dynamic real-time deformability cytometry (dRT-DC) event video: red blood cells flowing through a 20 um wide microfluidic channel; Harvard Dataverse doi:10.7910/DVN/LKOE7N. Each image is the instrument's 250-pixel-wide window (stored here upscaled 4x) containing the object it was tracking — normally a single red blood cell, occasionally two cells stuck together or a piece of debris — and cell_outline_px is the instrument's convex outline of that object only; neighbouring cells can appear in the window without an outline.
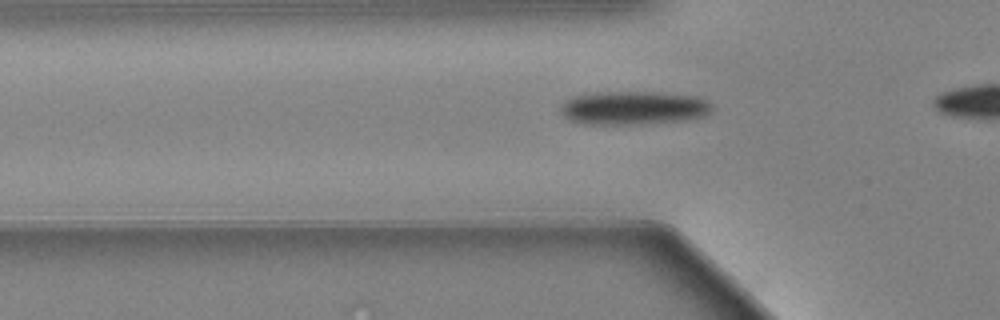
{"species": "Egyptian fruit bat (a non-hibernating species)", "species_latin": "Rousettus aegyptiacus", "temperature_condition": "warm", "stored_images_in_passage": 34, "camera_frame_rate_fps": 3000, "um_per_image_px": 0.085, "animal": {"sex": "female"}, "frame": {"image": 1, "passage_image": 7, "time_ms": 2.0, "image_size_px": [1000, 320], "cell_outline_px": [[712, 108], [704, 116], [684, 120], [640, 124], [584, 124], [572, 120], [564, 112], [564, 104], [568, 100], [576, 96], [600, 92], [656, 92], [696, 96], [708, 100], [712, 104]], "centroid_in_image_um": [53.96, 9.17], "position_along_channel_um": 71.8, "area_um2": 29.02}}
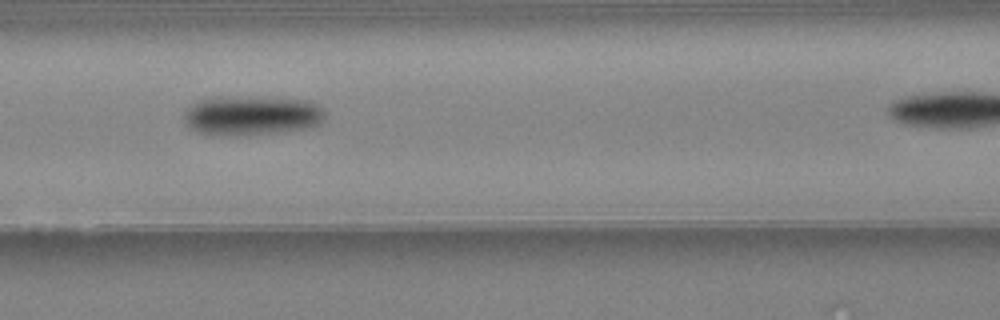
{"frame": {"image": 2, "passage_image": 13, "time_ms": 4.0, "image_size_px": [1000, 320], "cell_outline_px": [[324, 120], [316, 124], [304, 128], [248, 136], [212, 136], [188, 128], [184, 124], [184, 112], [192, 104], [200, 100], [308, 100], [320, 104], [324, 108]], "centroid_in_image_um": [21.38, 9.91], "position_along_channel_um": 145.2, "area_um2": 31.21}}
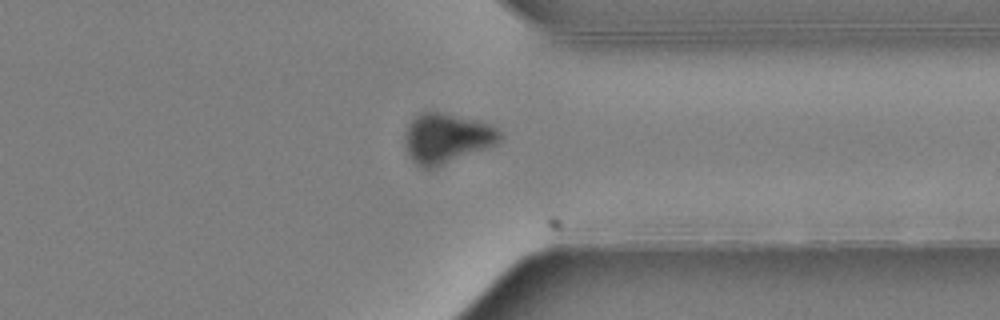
{"frame": {"image": 3, "passage_image": 32, "time_ms": 10.333, "image_size_px": [1000, 320], "cell_outline_px": [[504, 136], [496, 144], [432, 168], [420, 168], [408, 156], [404, 140], [404, 136], [408, 124], [420, 112], [440, 112], [480, 120], [492, 124], [500, 128]], "centroid_in_image_um": [37.99, 11.72], "position_along_channel_um": 373.4, "area_um2": 27.74}}